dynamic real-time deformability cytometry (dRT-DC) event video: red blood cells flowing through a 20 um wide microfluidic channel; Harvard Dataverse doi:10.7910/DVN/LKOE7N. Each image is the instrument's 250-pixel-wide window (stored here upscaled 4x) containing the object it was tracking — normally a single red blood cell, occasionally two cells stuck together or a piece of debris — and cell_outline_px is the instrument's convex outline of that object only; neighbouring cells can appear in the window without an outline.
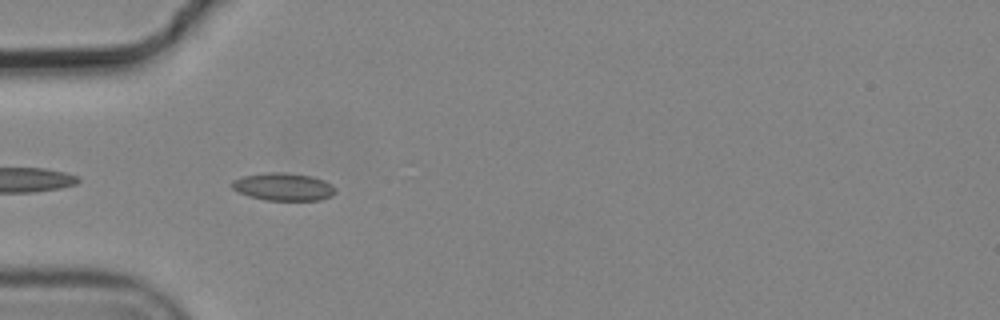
{"species": "common noctule bat (a hibernating species)", "species_latin": "Nyctalus noctula", "temperature_condition": "cold", "stored_images_in_passage": 12, "camera_frame_rate_fps": 3000, "um_per_image_px": 0.085, "animal": {"sex": "male", "body_mass_g": 19.2, "forearm_length_mm": 51.8}, "frame": {"image": 1, "passage_image": 2, "time_ms": 0.333, "image_size_px": [1000, 320], "cell_outline_px": [[336, 192], [332, 196], [320, 200], [264, 200], [248, 196], [232, 188], [232, 180], [244, 176], [268, 172], [284, 172], [312, 176], [324, 180], [332, 184], [336, 188]], "centroid_in_image_um": [24.12, 15.88], "position_along_channel_um": 60.9, "area_um2": 16.76}}
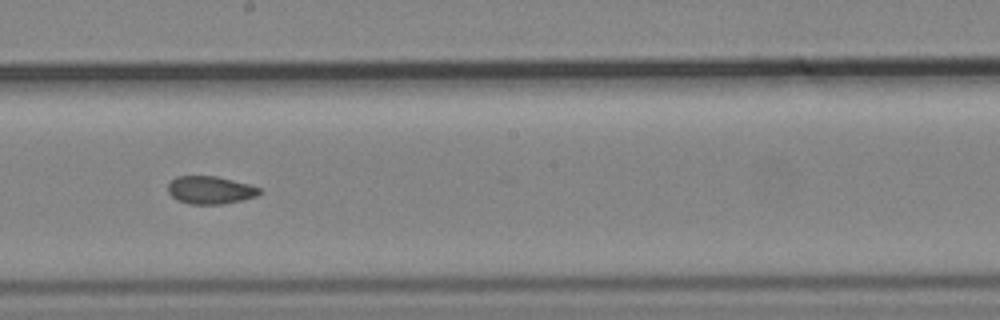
{"frame": {"image": 2, "passage_image": 6, "time_ms": 1.667, "image_size_px": [1000, 320], "cell_outline_px": [[260, 192], [256, 196], [244, 200], [220, 204], [188, 204], [176, 200], [168, 192], [168, 184], [176, 176], [216, 176], [248, 184], [260, 188]], "centroid_in_image_um": [17.84, 16.16], "position_along_channel_um": 230.4, "area_um2": 14.8}}
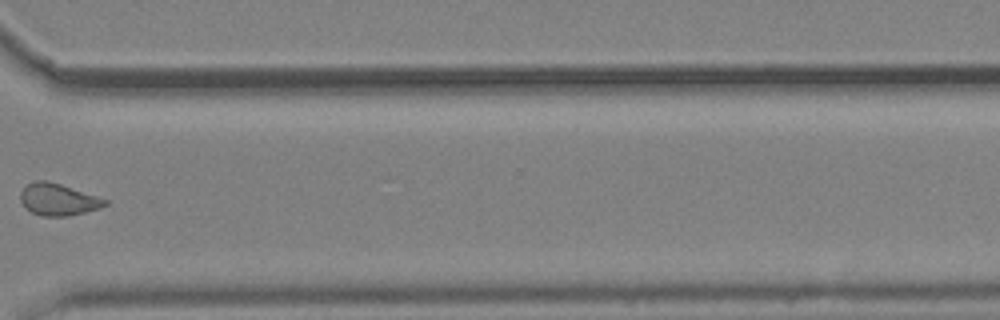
{"frame": {"image": 3, "passage_image": 9, "time_ms": 2.667, "image_size_px": [1000, 320], "cell_outline_px": [[108, 204], [100, 208], [68, 216], [40, 216], [24, 208], [20, 200], [20, 192], [28, 184], [36, 180], [48, 180], [108, 200]], "centroid_in_image_um": [4.91, 16.96], "position_along_channel_um": 365.7, "area_um2": 15.66}}